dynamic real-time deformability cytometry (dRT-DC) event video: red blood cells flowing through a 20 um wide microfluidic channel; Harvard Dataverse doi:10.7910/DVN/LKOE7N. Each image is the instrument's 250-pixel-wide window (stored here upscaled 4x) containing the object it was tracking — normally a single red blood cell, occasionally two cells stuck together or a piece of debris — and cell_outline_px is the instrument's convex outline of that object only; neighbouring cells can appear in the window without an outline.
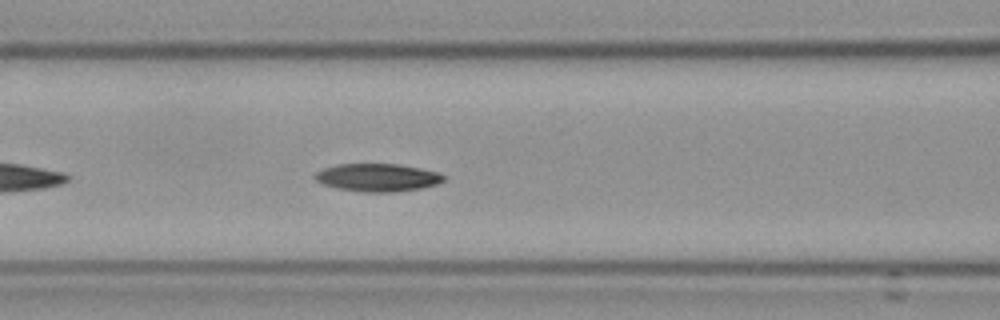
{"species": "Egyptian fruit bat (a non-hibernating species)", "species_latin": "Rousettus aegyptiacus", "temperature_condition": "cold", "stored_images_in_passage": 29, "camera_frame_rate_fps": 3000, "um_per_image_px": 0.085, "frame": {"image": 1, "passage_image": 9, "time_ms": 2.667, "image_size_px": [1000, 320], "cell_outline_px": [[448, 176], [444, 180], [436, 184], [420, 188], [392, 192], [368, 192], [336, 188], [324, 184], [316, 180], [312, 176], [316, 172], [324, 168], [336, 164], [400, 164], [440, 172]], "centroid_in_image_um": [32.11, 15.08], "position_along_channel_um": 134.5, "area_um2": 20.92}}
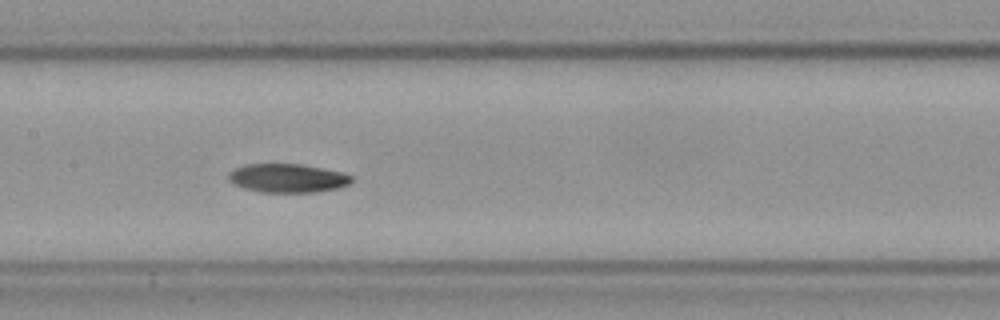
{"frame": {"image": 2, "passage_image": 13, "time_ms": 4.0, "image_size_px": [1000, 320], "cell_outline_px": [[356, 180], [348, 184], [336, 188], [316, 192], [260, 192], [244, 188], [232, 184], [228, 180], [228, 172], [244, 164], [300, 164], [344, 172], [352, 176]], "centroid_in_image_um": [24.44, 15.14], "position_along_channel_um": 183.0, "area_um2": 20.75}, "authors_computed_cell_mechanics": {"area_um2": 20.808, "velocity_mm_per_s": 3.625, "shape_relaxation_time_tau1_ms": 8.1644, "shape_relaxation_time_tau2_ms": null, "deformation_change_tau1": 0.1566, "deformation_change_tau2": null}}